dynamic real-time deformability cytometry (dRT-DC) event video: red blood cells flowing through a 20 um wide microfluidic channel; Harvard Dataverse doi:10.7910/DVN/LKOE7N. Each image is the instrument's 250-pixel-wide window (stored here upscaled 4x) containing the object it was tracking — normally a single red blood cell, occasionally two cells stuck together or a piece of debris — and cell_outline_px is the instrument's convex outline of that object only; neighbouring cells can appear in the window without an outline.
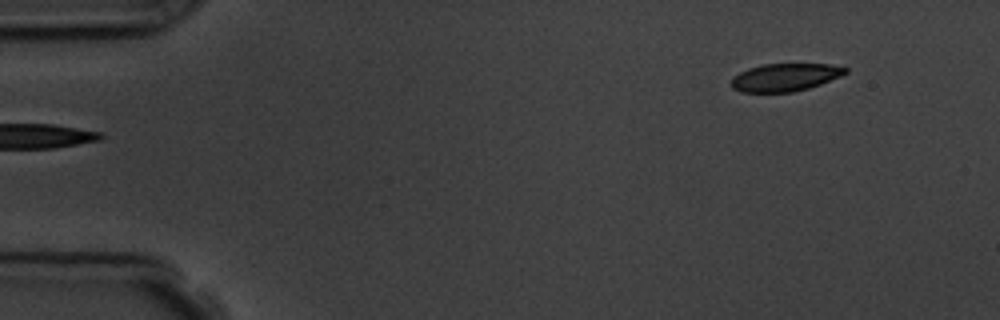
{"species": "common noctule bat (a hibernating species)", "species_latin": "Nyctalus noctula", "temperature_condition": "room temperature", "stored_images_in_passage": 4, "camera_frame_rate_fps": 3000, "um_per_image_px": 0.085, "animal": {"sex": "male", "body_mass_g": 19.5, "forearm_length_mm": 54.6}, "frame": {"image": 1, "passage_image": 1, "time_ms": 0.0, "image_size_px": [1000, 320], "cell_outline_px": [[848, 72], [840, 76], [820, 84], [808, 88], [792, 92], [740, 92], [732, 88], [728, 84], [732, 76], [748, 68], [760, 64], [828, 64], [848, 68]], "centroid_in_image_um": [66.66, 6.57], "position_along_channel_um": 18.3, "area_um2": 18.61}}
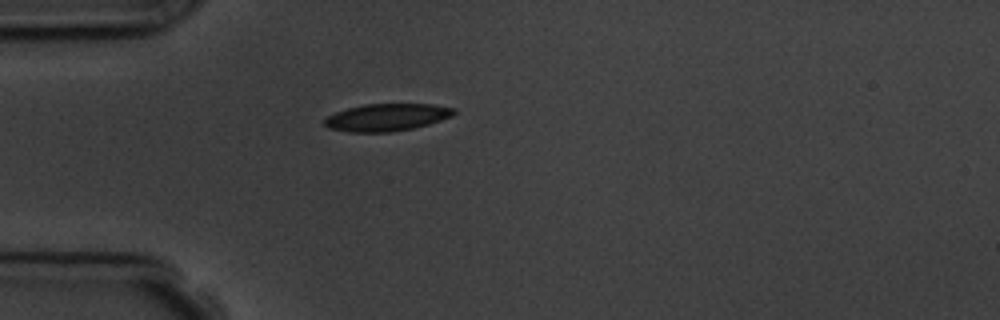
{"frame": {"image": 2, "passage_image": 4, "time_ms": 3.333, "image_size_px": [1000, 320], "cell_outline_px": [[456, 112], [452, 116], [428, 124], [412, 128], [392, 132], [348, 132], [328, 128], [324, 124], [324, 120], [328, 116], [336, 112], [348, 108], [364, 104], [432, 104], [456, 108]], "centroid_in_image_um": [32.88, 9.97], "position_along_channel_um": 52.1, "area_um2": 20.58}}